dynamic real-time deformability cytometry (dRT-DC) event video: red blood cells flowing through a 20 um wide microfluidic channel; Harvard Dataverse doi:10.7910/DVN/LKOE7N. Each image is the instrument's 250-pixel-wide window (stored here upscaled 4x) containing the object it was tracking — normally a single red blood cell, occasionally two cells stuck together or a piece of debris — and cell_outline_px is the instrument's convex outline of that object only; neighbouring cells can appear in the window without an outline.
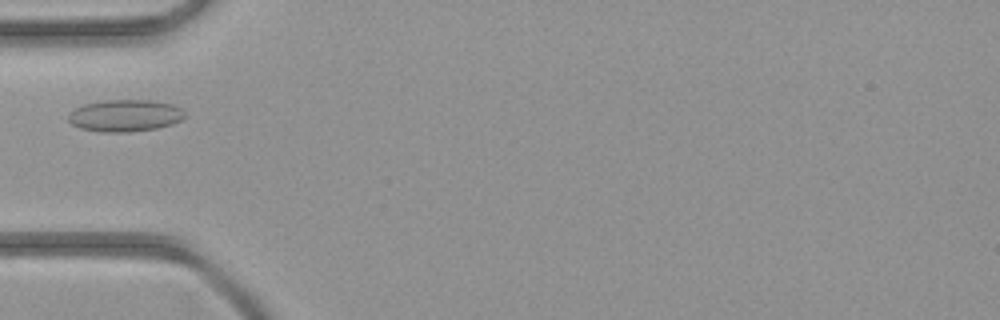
{"species": "common noctule bat (a hibernating species)", "species_latin": "Nyctalus noctula", "temperature_condition": "room temperature", "stored_images_in_passage": 2, "camera_frame_rate_fps": 3000, "um_per_image_px": 0.085, "animal": {"sex": "female", "body_mass_g": 21.9}, "frame": {"image": 1, "passage_image": 2, "time_ms": 1.333, "image_size_px": [1000, 320], "cell_outline_px": [[184, 116], [180, 120], [172, 124], [156, 128], [128, 132], [100, 132], [80, 128], [72, 124], [68, 120], [68, 112], [84, 104], [104, 100], [152, 100], [172, 104], [180, 108], [184, 112]], "centroid_in_image_um": [10.59, 9.82], "position_along_channel_um": 74.4, "area_um2": 21.68}}